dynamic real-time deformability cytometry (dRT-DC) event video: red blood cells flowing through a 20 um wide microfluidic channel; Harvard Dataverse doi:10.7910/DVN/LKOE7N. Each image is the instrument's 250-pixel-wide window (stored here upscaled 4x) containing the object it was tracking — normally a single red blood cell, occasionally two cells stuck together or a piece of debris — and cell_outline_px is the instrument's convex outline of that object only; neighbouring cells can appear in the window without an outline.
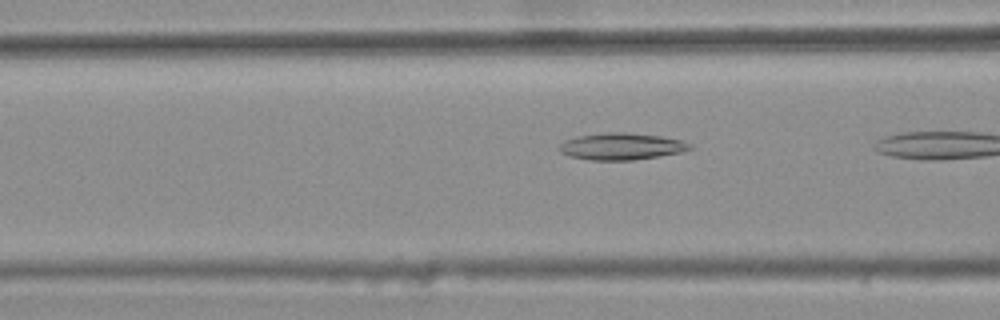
{"species": "common noctule bat (a hibernating species)", "species_latin": "Nyctalus noctula", "temperature_condition": "warm", "stored_images_in_passage": 5, "camera_frame_rate_fps": 3000, "um_per_image_px": 0.085, "animal": {"sex": "female", "body_mass_g": 25.1}, "frame": {"image": 1, "passage_image": 5, "time_ms": 1.333, "image_size_px": [1000, 320], "cell_outline_px": [[692, 148], [680, 152], [660, 156], [632, 160], [588, 160], [568, 156], [560, 152], [556, 148], [564, 140], [576, 136], [604, 132], [628, 132], [660, 136], [680, 140], [692, 144]], "centroid_in_image_um": [52.75, 12.44], "position_along_channel_um": 113.8, "area_um2": 20.63}}